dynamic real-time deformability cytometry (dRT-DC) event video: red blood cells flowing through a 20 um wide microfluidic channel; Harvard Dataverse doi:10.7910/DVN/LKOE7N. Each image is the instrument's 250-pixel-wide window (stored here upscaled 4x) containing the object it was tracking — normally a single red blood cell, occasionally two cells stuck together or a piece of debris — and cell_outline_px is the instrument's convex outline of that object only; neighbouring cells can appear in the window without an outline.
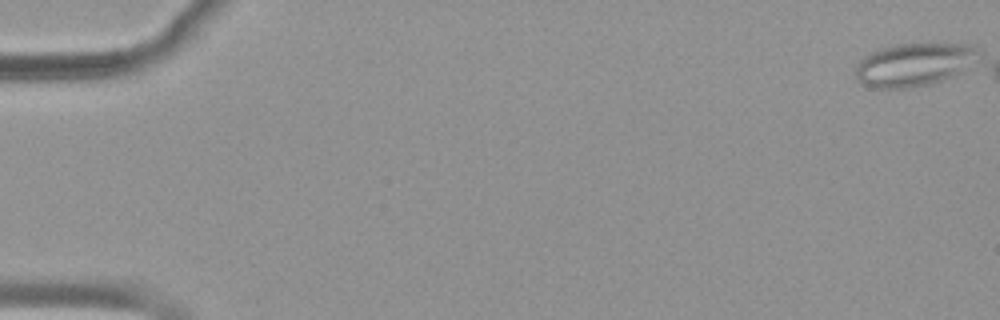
{"species": "common noctule bat (a hibernating species)", "species_latin": "Nyctalus noctula", "temperature_condition": "warm", "stored_images_in_passage": 1, "camera_frame_rate_fps": 3000, "um_per_image_px": 0.085, "animal": {"sex": "female", "body_mass_g": 19.9}, "frame": {"image": 1, "passage_image": 1, "time_ms": 0.0, "image_size_px": [1000, 320], "cell_outline_px": [[980, 56], [960, 72], [944, 80], [932, 84], [908, 88], [872, 88], [860, 84], [856, 80], [856, 64], [864, 56], [880, 48], [896, 44], [968, 44], [980, 48]], "centroid_in_image_um": [77.67, 5.5], "position_along_channel_um": 7.3, "area_um2": 31.1}}